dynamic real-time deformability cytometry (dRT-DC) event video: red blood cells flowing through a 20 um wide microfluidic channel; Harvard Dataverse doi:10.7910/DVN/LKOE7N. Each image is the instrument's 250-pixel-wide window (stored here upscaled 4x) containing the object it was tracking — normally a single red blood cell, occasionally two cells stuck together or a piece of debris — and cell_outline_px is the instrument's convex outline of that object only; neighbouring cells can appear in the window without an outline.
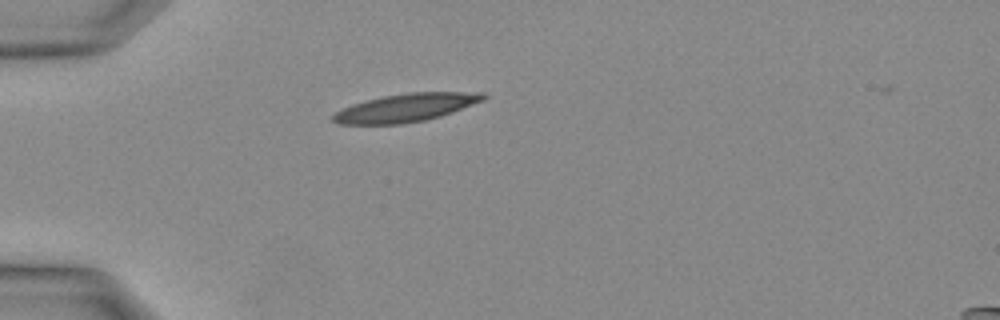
{"species": "Egyptian fruit bat (a non-hibernating species)", "species_latin": "Rousettus aegyptiacus", "temperature_condition": "warm", "stored_images_in_passage": 11, "camera_frame_rate_fps": 3000, "um_per_image_px": 0.085, "animal": {"sex": "female"}, "frame": {"image": 1, "passage_image": 1, "time_ms": 0.0, "image_size_px": [1000, 320], "cell_outline_px": [[488, 96], [484, 100], [452, 112], [440, 116], [424, 120], [400, 124], [340, 124], [332, 120], [332, 116], [336, 112], [352, 104], [384, 96], [408, 92], [484, 92]], "centroid_in_image_um": [34.53, 9.15], "position_along_channel_um": 50.5, "area_um2": 24.39}}
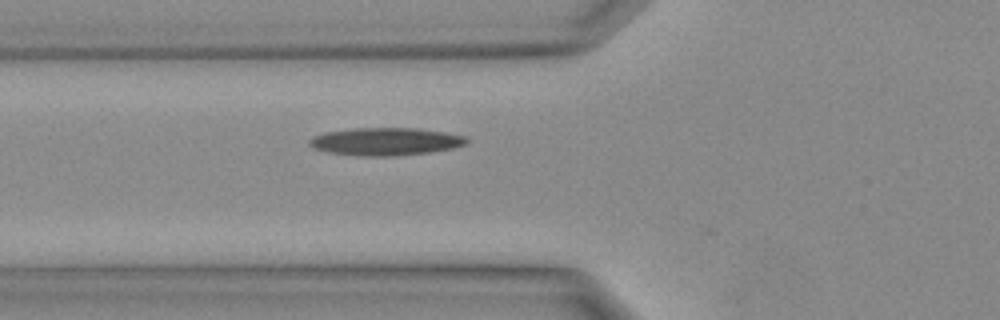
{"frame": {"image": 2, "passage_image": 4, "time_ms": 1.0, "image_size_px": [1000, 320], "cell_outline_px": [[468, 140], [464, 144], [452, 148], [428, 152], [396, 156], [360, 156], [328, 152], [316, 148], [308, 144], [308, 140], [312, 136], [324, 132], [356, 128], [416, 128], [444, 132], [464, 136]], "centroid_in_image_um": [32.72, 12.03], "position_along_channel_um": 93.1, "area_um2": 25.2}}